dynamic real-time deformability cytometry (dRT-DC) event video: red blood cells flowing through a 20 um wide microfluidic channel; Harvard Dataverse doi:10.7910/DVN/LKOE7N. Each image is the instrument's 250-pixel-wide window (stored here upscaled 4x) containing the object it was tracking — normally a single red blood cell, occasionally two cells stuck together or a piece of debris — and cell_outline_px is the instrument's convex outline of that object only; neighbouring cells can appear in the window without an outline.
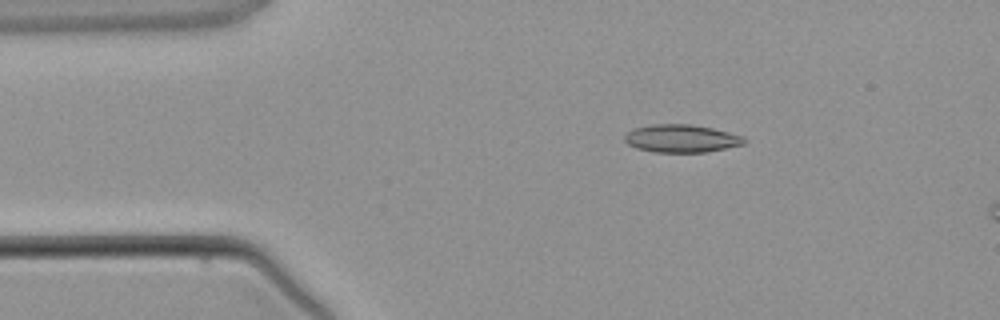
{"species": "common noctule bat (a hibernating species)", "species_latin": "Nyctalus noctula", "temperature_condition": "warm", "stored_images_in_passage": 4, "camera_frame_rate_fps": 3000, "um_per_image_px": 0.085, "animal": {"sex": "male", "body_mass_g": 21.5, "forearm_length_mm": 52.0}, "frame": {"image": 1, "passage_image": 2, "time_ms": 1.0, "image_size_px": [1000, 320], "cell_outline_px": [[748, 140], [744, 144], [704, 152], [656, 152], [636, 148], [628, 144], [624, 140], [624, 136], [628, 132], [636, 128], [652, 124], [692, 124], [712, 128], [744, 136]], "centroid_in_image_um": [57.93, 11.76], "position_along_channel_um": 27.1, "area_um2": 19.31}}